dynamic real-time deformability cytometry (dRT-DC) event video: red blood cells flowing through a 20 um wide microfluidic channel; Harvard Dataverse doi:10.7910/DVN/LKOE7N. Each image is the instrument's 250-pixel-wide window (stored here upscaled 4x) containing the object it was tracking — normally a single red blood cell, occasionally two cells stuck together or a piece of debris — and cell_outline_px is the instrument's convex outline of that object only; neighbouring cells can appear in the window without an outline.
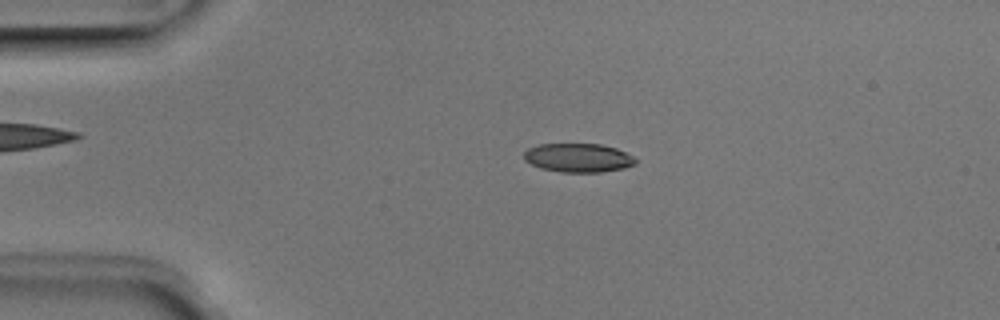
{"species": "Egyptian fruit bat (a non-hibernating species)", "species_latin": "Rousettus aegyptiacus", "temperature_condition": "room temperature", "stored_images_in_passage": 3, "camera_frame_rate_fps": 3000, "um_per_image_px": 0.085, "animal": {"sex": "male"}, "frame": {"image": 1, "passage_image": 2, "time_ms": 0.333, "image_size_px": [1000, 320], "cell_outline_px": [[636, 164], [624, 168], [600, 172], [560, 172], [540, 168], [524, 160], [524, 152], [528, 148], [540, 144], [600, 144], [616, 148], [632, 156], [636, 160]], "centroid_in_image_um": [49.13, 13.41], "position_along_channel_um": 35.9, "area_um2": 18.67}}